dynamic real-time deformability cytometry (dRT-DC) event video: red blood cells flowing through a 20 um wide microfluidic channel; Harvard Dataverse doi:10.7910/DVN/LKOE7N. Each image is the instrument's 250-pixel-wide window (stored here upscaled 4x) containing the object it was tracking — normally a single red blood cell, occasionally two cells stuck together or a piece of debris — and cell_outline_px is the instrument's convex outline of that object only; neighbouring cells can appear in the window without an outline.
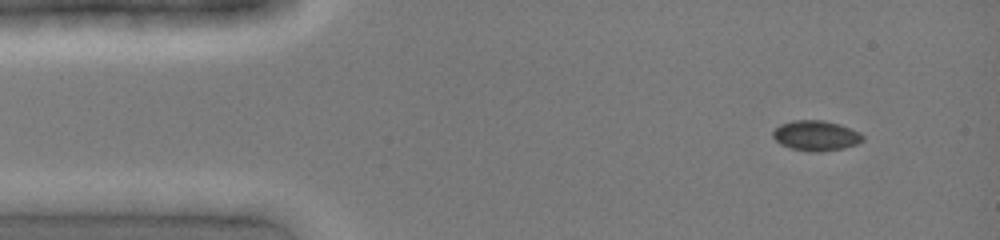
{"species": "common noctule bat (a hibernating species)", "species_latin": "Nyctalus noctula", "temperature_condition": "cold", "stored_images_in_passage": 14, "camera_frame_rate_fps": 3000, "um_per_image_px": 0.085, "animal": {"sex": "female", "body_mass_g": 19.0, "forearm_length_mm": 51.5}, "frame": {"image": 1, "passage_image": 1, "time_ms": 0.0, "image_size_px": [1000, 240], "cell_outline_px": [[864, 140], [856, 144], [844, 148], [820, 152], [808, 152], [792, 148], [780, 144], [772, 136], [772, 132], [780, 124], [792, 120], [824, 120], [840, 124], [860, 132], [864, 136]], "centroid_in_image_um": [69.36, 11.53], "position_along_channel_um": 15.6, "area_um2": 15.95}}
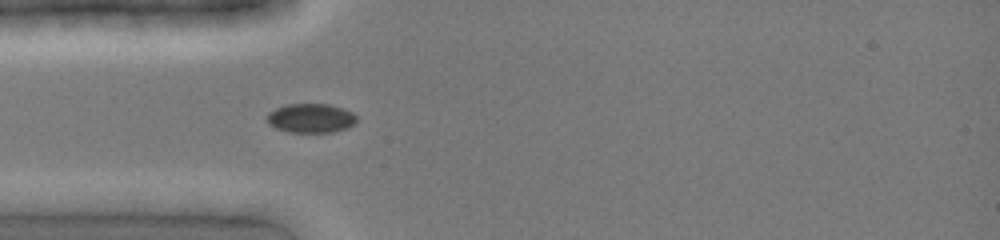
{"frame": {"image": 2, "passage_image": 9, "time_ms": 2.667, "image_size_px": [1000, 240], "cell_outline_px": [[356, 124], [348, 128], [332, 132], [288, 132], [276, 128], [268, 124], [264, 116], [268, 112], [276, 108], [288, 104], [328, 104], [352, 112], [356, 116]], "centroid_in_image_um": [26.39, 10.05], "position_along_channel_um": 58.6, "area_um2": 15.37}}
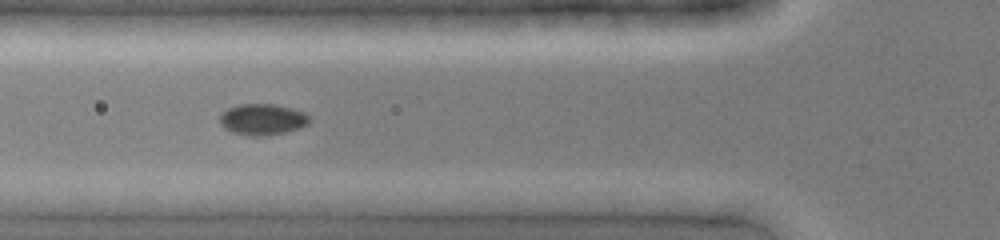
{"frame": {"image": 3, "passage_image": 12, "time_ms": 3.667, "image_size_px": [1000, 240], "cell_outline_px": [[308, 124], [300, 128], [284, 132], [264, 136], [252, 136], [232, 132], [224, 128], [220, 124], [220, 116], [228, 108], [236, 104], [276, 104], [292, 108], [304, 112], [308, 116]], "centroid_in_image_um": [22.29, 10.14], "position_along_channel_um": 103.5, "area_um2": 16.24}}